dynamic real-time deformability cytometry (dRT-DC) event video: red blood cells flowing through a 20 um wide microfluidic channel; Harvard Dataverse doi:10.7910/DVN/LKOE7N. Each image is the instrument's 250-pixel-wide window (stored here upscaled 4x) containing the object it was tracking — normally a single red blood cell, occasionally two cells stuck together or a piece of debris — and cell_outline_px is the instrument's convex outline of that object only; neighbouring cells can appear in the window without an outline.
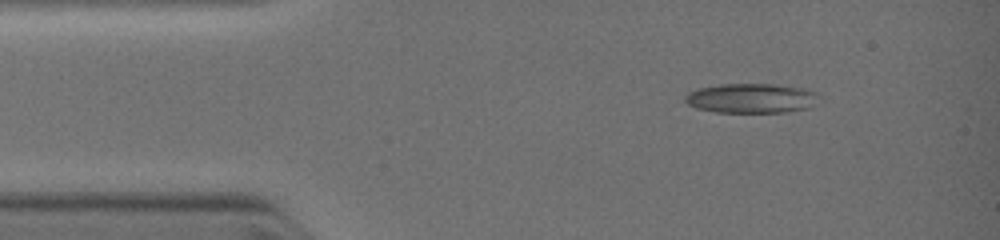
{"species": "common noctule bat (a hibernating species)", "species_latin": "Nyctalus noctula", "temperature_condition": "warm", "stored_images_in_passage": 3, "camera_frame_rate_fps": 3000, "um_per_image_px": 0.085, "animal": {"sex": "female", "body_mass_g": 19.0, "forearm_length_mm": 51.5}, "frame": {"image": 1, "passage_image": 1, "time_ms": 0.0, "image_size_px": [1000, 240], "cell_outline_px": [[824, 104], [808, 108], [780, 112], [716, 112], [696, 108], [688, 104], [684, 100], [684, 96], [688, 92], [700, 88], [720, 84], [772, 84], [804, 88], [816, 92], [824, 96]], "centroid_in_image_um": [63.99, 8.35], "position_along_channel_um": 21.0, "area_um2": 23.64}}
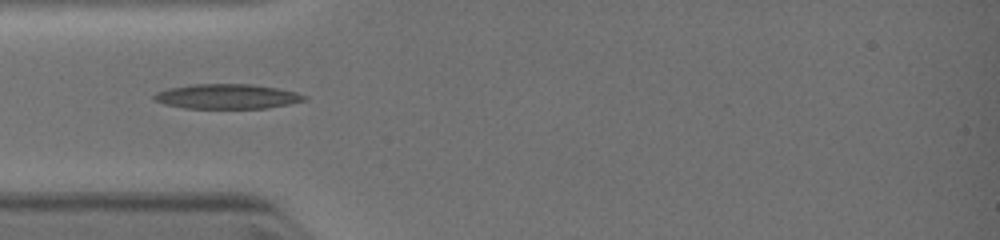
{"frame": {"image": 2, "passage_image": 3, "time_ms": 2.0, "image_size_px": [1000, 240], "cell_outline_px": [[308, 96], [304, 100], [288, 104], [268, 108], [184, 108], [164, 104], [152, 100], [152, 96], [156, 92], [168, 88], [192, 84], [252, 84], [276, 88], [296, 92]], "centroid_in_image_um": [19.25, 8.19], "position_along_channel_um": 65.8, "area_um2": 21.73}}